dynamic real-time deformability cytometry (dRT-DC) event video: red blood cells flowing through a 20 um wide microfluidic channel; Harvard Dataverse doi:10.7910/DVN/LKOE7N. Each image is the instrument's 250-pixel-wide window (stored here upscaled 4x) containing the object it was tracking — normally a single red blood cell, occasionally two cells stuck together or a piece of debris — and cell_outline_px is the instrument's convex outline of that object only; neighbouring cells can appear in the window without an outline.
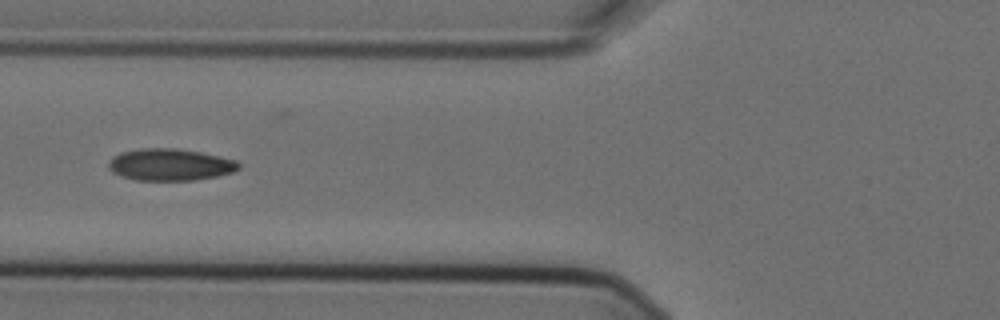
{"species": "Egyptian fruit bat (a non-hibernating species)", "species_latin": "Rousettus aegyptiacus", "temperature_condition": "cold", "stored_images_in_passage": 9, "camera_frame_rate_fps": 3000, "um_per_image_px": 0.085, "animal": {"sex": "female"}, "frame": {"image": 1, "passage_image": 7, "time_ms": 2.0, "image_size_px": [1000, 320], "cell_outline_px": [[240, 168], [232, 172], [216, 176], [192, 180], [136, 180], [120, 176], [112, 172], [108, 168], [108, 164], [120, 152], [140, 148], [176, 148], [200, 152], [220, 156], [236, 160], [240, 164]], "centroid_in_image_um": [14.46, 13.99], "position_along_channel_um": 111.3, "area_um2": 24.1}}
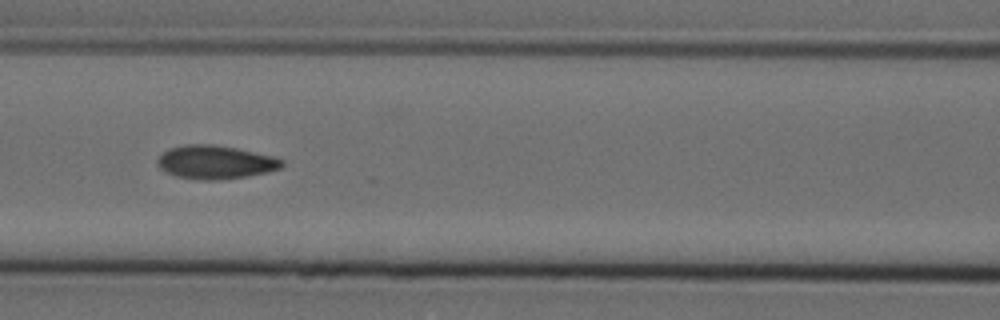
{"frame": {"image": 2, "passage_image": 8, "time_ms": 2.333, "image_size_px": [1000, 320], "cell_outline_px": [[284, 164], [280, 168], [268, 172], [248, 176], [216, 180], [200, 180], [176, 176], [160, 168], [156, 164], [156, 160], [168, 148], [184, 144], [212, 144], [236, 148], [272, 156], [284, 160]], "centroid_in_image_um": [18.29, 13.78], "position_along_channel_um": 148.3, "area_um2": 24.28}}
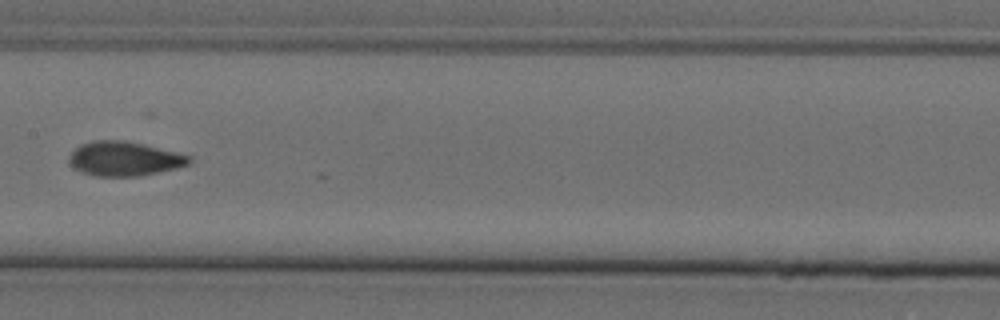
{"frame": {"image": 3, "passage_image": 9, "time_ms": 2.667, "image_size_px": [1000, 320], "cell_outline_px": [[192, 160], [188, 164], [176, 168], [140, 176], [96, 176], [84, 172], [76, 168], [68, 160], [68, 156], [80, 144], [92, 140], [124, 140], [176, 152], [192, 156]], "centroid_in_image_um": [10.57, 13.48], "position_along_channel_um": 196.8, "area_um2": 23.81}}